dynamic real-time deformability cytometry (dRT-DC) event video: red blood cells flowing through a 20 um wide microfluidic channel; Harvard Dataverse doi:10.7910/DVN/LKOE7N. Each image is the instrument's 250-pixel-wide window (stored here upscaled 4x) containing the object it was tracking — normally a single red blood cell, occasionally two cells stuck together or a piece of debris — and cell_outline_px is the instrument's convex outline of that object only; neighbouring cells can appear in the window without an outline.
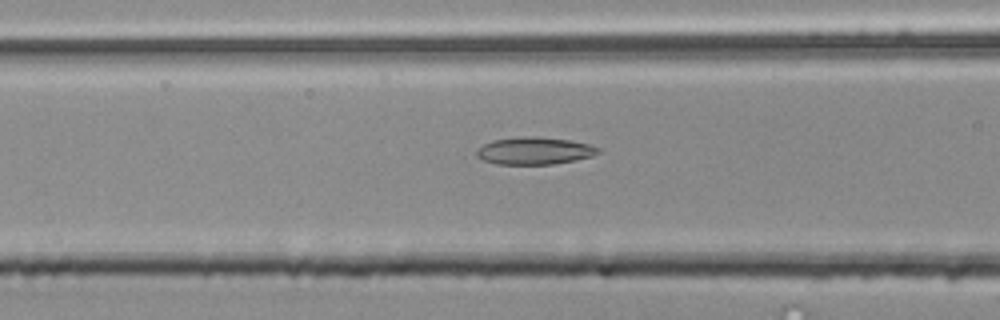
{"species": "common noctule bat (a hibernating species)", "species_latin": "Nyctalus noctula", "temperature_condition": "room temperature", "stored_images_in_passage": 34, "camera_frame_rate_fps": 3000, "um_per_image_px": 0.085, "animal": {"sex": "male", "body_mass_g": 20.4}, "frame": {"image": 1, "passage_image": 6, "time_ms": 1.667, "image_size_px": [1000, 320], "cell_outline_px": [[600, 152], [592, 156], [576, 160], [556, 164], [496, 164], [484, 160], [476, 156], [476, 152], [484, 144], [492, 140], [520, 136], [536, 136], [568, 140], [588, 144], [600, 148]], "centroid_in_image_um": [45.44, 12.82], "position_along_channel_um": 121.2, "area_um2": 19.36}}
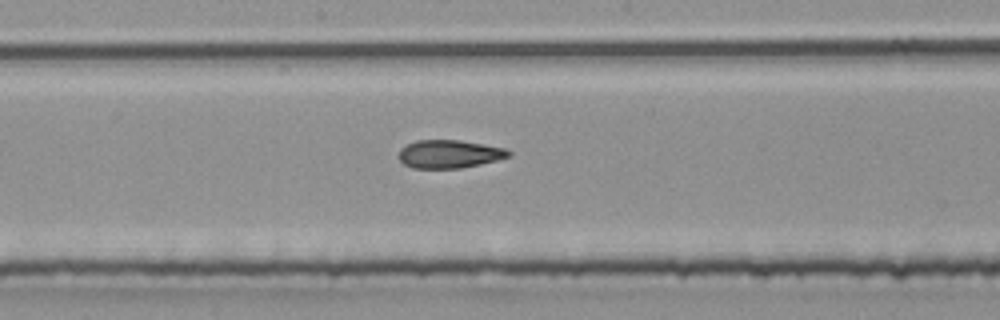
{"frame": {"image": 2, "passage_image": 13, "time_ms": 4.0, "image_size_px": [1000, 320], "cell_outline_px": [[512, 156], [480, 164], [460, 168], [412, 168], [404, 164], [400, 160], [400, 148], [416, 140], [460, 140], [504, 148], [512, 152]], "centroid_in_image_um": [38.2, 13.09], "position_along_channel_um": 210.0, "area_um2": 17.92}}
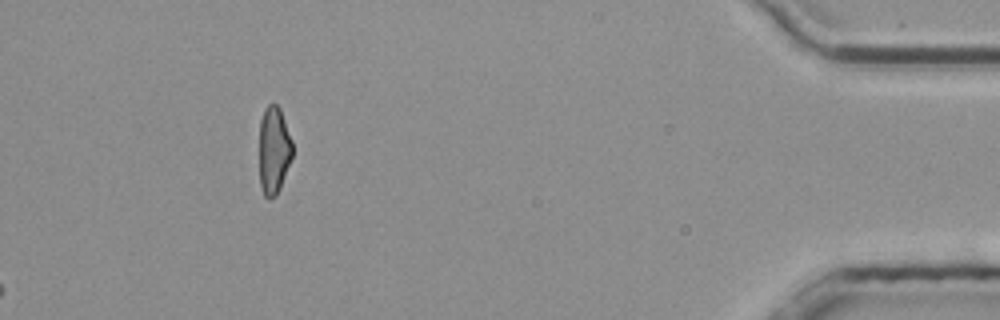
{"frame": {"image": 3, "passage_image": 34, "time_ms": 11.0, "image_size_px": [1000, 320], "cell_outline_px": [[292, 156], [280, 188], [276, 196], [268, 200], [264, 196], [260, 184], [260, 120], [264, 108], [268, 104], [276, 104], [280, 108], [292, 140]], "centroid_in_image_um": [23.27, 12.77], "position_along_channel_um": 411.9, "area_um2": 16.94}, "authors_computed_cell_mechanics": {"area_um2": 18.0336, "velocity_mm_per_s": 3.7996, "shape_relaxation_time_tau1_ms": null, "shape_relaxation_time_tau2_ms": 5.0758, "deformation_change_tau1": null, "deformation_change_tau2": 0.142}}